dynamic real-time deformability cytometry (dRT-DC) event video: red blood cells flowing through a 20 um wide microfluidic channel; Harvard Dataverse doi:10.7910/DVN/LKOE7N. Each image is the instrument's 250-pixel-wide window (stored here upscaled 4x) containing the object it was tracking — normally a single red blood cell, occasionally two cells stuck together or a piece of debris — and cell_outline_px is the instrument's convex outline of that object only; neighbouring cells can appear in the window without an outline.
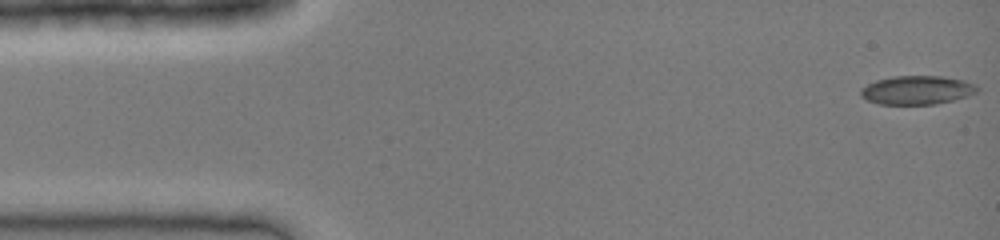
{"species": "common noctule bat (a hibernating species)", "species_latin": "Nyctalus noctula", "temperature_condition": "cold", "stored_images_in_passage": 41, "camera_frame_rate_fps": 3000, "um_per_image_px": 0.085, "animal": {"sex": "female", "body_mass_g": 19.0, "forearm_length_mm": 51.5}, "frame": {"image": 1, "passage_image": 1, "time_ms": 0.0, "image_size_px": [1000, 240], "cell_outline_px": [[980, 88], [976, 92], [968, 96], [936, 104], [880, 104], [868, 100], [860, 96], [860, 88], [876, 80], [892, 76], [944, 76], [964, 80], [976, 84]], "centroid_in_image_um": [77.96, 7.65], "position_along_channel_um": 7.0, "area_um2": 19.59}}
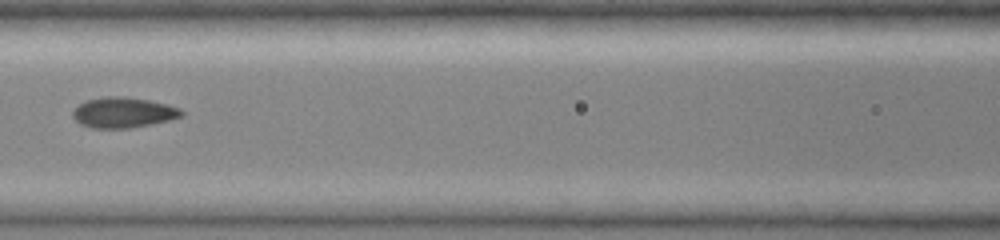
{"frame": {"image": 2, "passage_image": 18, "time_ms": 5.667, "image_size_px": [1000, 240], "cell_outline_px": [[184, 116], [152, 124], [128, 128], [92, 128], [80, 124], [72, 116], [72, 112], [84, 100], [104, 96], [124, 96], [148, 100], [168, 104], [180, 108], [184, 112]], "centroid_in_image_um": [10.48, 9.56], "position_along_channel_um": 156.1, "area_um2": 19.42}}
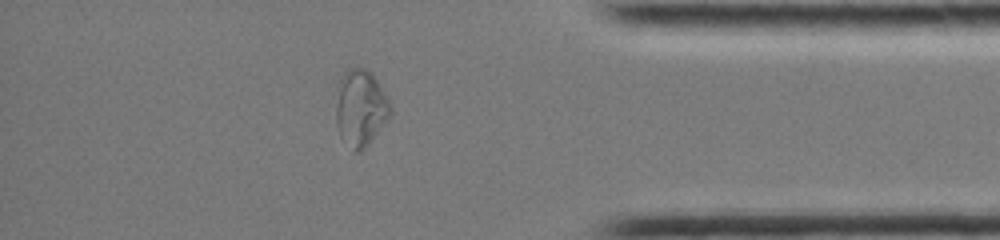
{"frame": {"image": 3, "passage_image": 35, "time_ms": 11.333, "image_size_px": [1000, 240], "cell_outline_px": [[392, 116], [368, 144], [360, 152], [352, 152], [340, 136], [336, 124], [336, 84], [344, 72], [348, 68], [356, 64], [372, 72], [384, 92], [392, 108]], "centroid_in_image_um": [30.63, 9.15], "position_along_channel_um": 404.6, "area_um2": 25.03}}